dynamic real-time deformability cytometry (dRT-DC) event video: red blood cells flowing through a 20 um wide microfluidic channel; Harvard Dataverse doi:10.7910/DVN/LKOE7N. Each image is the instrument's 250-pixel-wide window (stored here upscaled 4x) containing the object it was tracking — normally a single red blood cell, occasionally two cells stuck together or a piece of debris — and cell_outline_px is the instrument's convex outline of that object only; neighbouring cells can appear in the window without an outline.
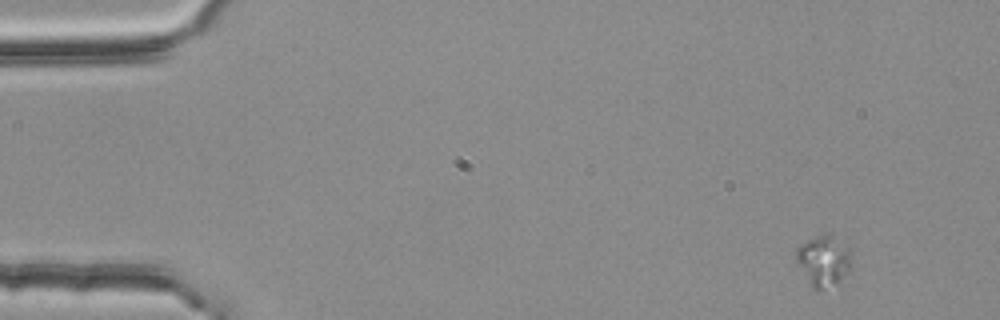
{"species": "common noctule bat (a hibernating species)", "species_latin": "Nyctalus noctula", "temperature_condition": "room temperature", "stored_images_in_passage": 4, "segment_of_instrument_passage": [2, 2], "camera_frame_rate_fps": 3000, "um_per_image_px": 0.085, "animal": {"sex": "female", "body_mass_g": 25.1}, "frame": {"image": 1, "passage_image": 4, "time_ms": 1.0, "image_size_px": [1000, 320], "cell_outline_px": [[852, 260], [848, 268], [836, 280], [824, 288], [812, 288], [796, 260], [796, 248], [820, 232], [824, 232], [832, 236], [848, 248]], "centroid_in_image_um": [69.95, 22.08], "position_along_channel_um": 15.1, "area_um2": 15.49}}